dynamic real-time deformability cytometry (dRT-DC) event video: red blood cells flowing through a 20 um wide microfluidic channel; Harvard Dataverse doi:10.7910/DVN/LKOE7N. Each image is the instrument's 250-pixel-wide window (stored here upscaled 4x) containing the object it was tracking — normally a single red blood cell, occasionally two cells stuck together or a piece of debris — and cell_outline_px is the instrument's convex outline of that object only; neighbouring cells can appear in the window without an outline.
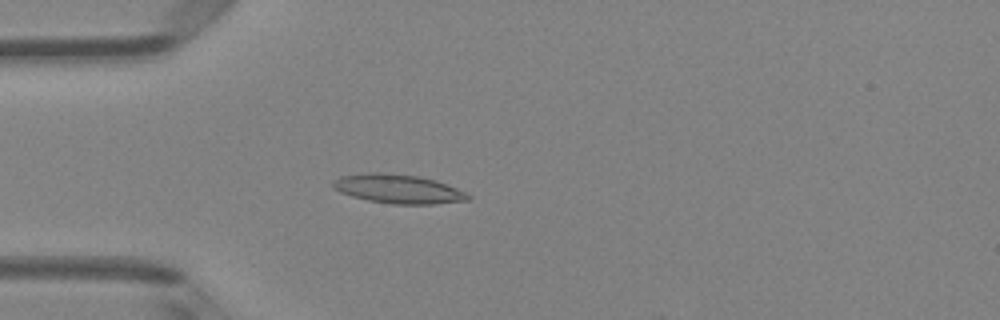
{"species": "Egyptian fruit bat (a non-hibernating species)", "species_latin": "Rousettus aegyptiacus", "temperature_condition": "room temperature", "stored_images_in_passage": 19, "camera_frame_rate_fps": 3000, "um_per_image_px": 0.085, "animal": {"sex": "female"}, "frame": {"image": 1, "passage_image": 14, "time_ms": 4.333, "image_size_px": [1000, 320], "cell_outline_px": [[472, 200], [432, 204], [392, 204], [368, 200], [352, 196], [340, 192], [332, 188], [332, 180], [340, 176], [368, 172], [384, 172], [416, 176], [436, 180], [456, 188], [472, 196]], "centroid_in_image_um": [33.82, 16.05], "position_along_channel_um": 51.2, "area_um2": 22.95}}